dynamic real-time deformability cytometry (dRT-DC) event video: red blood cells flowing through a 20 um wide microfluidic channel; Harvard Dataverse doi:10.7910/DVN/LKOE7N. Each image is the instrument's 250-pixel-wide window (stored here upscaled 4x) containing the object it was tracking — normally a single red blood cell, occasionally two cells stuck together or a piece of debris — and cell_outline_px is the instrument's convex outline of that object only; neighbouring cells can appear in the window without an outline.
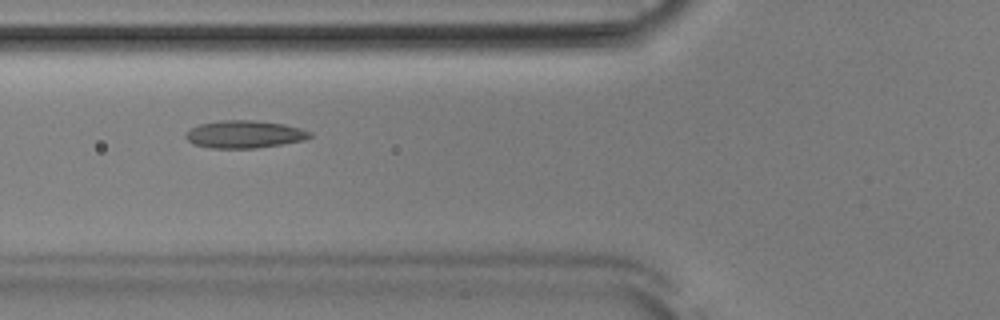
{"species": "Egyptian fruit bat (a non-hibernating species)", "species_latin": "Rousettus aegyptiacus", "temperature_condition": "room temperature", "stored_images_in_passage": 47, "camera_frame_rate_fps": 3000, "um_per_image_px": 0.085, "animal": {"sex": "male"}, "frame": {"image": 1, "passage_image": 14, "time_ms": 4.333, "image_size_px": [1000, 320], "cell_outline_px": [[312, 136], [304, 140], [256, 148], [212, 148], [192, 144], [184, 136], [192, 128], [200, 124], [220, 120], [252, 120], [284, 124], [300, 128], [312, 132]], "centroid_in_image_um": [20.78, 11.41], "position_along_channel_um": 105.0, "area_um2": 19.83}}
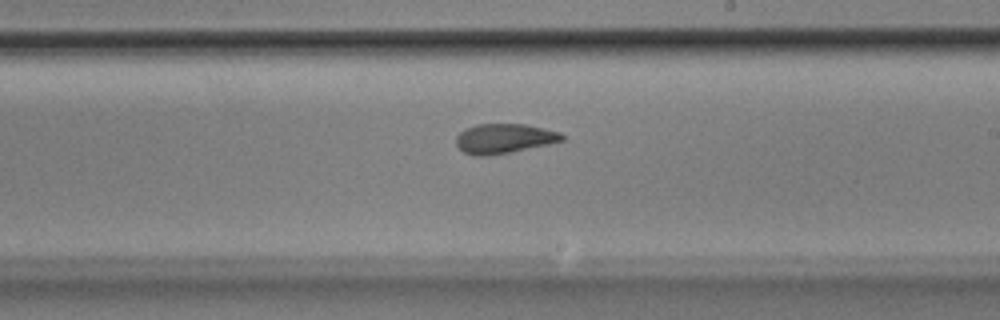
{"frame": {"image": 2, "passage_image": 25, "time_ms": 8.0, "image_size_px": [1000, 320], "cell_outline_px": [[564, 140], [548, 144], [512, 152], [488, 156], [472, 156], [464, 152], [456, 144], [456, 136], [464, 128], [476, 124], [528, 124], [560, 132], [564, 136]], "centroid_in_image_um": [42.83, 11.77], "position_along_channel_um": 246.2, "area_um2": 18.5}}
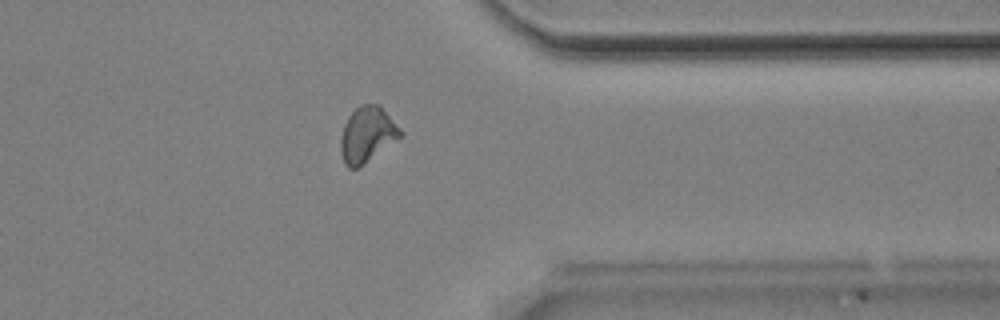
{"frame": {"image": 3, "passage_image": 36, "time_ms": 11.667, "image_size_px": [1000, 320], "cell_outline_px": [[404, 132], [400, 136], [356, 168], [348, 168], [344, 164], [340, 152], [340, 140], [344, 124], [348, 116], [360, 104], [380, 104]], "centroid_in_image_um": [31.18, 11.39], "position_along_channel_um": 380.2, "area_um2": 18.96}, "authors_computed_cell_mechanics": {"area_um2": 18.9584, "velocity_mm_per_s": 3.8514, "shape_relaxation_time_tau1_ms": null, "shape_relaxation_time_tau2_ms": 2.0465, "deformation_change_tau1": null, "deformation_change_tau2": 0.0828}}